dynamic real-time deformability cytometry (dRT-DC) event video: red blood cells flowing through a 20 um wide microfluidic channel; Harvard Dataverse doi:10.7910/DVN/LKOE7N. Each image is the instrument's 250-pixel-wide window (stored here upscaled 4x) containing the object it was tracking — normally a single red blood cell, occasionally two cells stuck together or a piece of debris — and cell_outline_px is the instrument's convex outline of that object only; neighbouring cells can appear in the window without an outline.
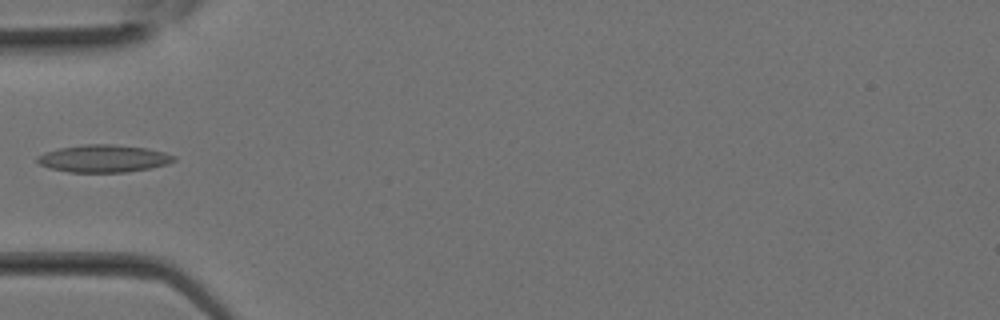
{"species": "Egyptian fruit bat (a non-hibernating species)", "species_latin": "Rousettus aegyptiacus", "temperature_condition": "room temperature", "stored_images_in_passage": 6, "camera_frame_rate_fps": 3000, "um_per_image_px": 0.085, "animal": {"sex": "female"}, "frame": {"image": 1, "passage_image": 5, "time_ms": 1.333, "image_size_px": [1000, 320], "cell_outline_px": [[176, 160], [168, 164], [128, 172], [68, 172], [48, 168], [40, 164], [36, 160], [36, 156], [44, 152], [60, 148], [84, 144], [112, 144], [148, 148], [164, 152], [176, 156]], "centroid_in_image_um": [8.79, 13.47], "position_along_channel_um": 76.2, "area_um2": 21.96}}